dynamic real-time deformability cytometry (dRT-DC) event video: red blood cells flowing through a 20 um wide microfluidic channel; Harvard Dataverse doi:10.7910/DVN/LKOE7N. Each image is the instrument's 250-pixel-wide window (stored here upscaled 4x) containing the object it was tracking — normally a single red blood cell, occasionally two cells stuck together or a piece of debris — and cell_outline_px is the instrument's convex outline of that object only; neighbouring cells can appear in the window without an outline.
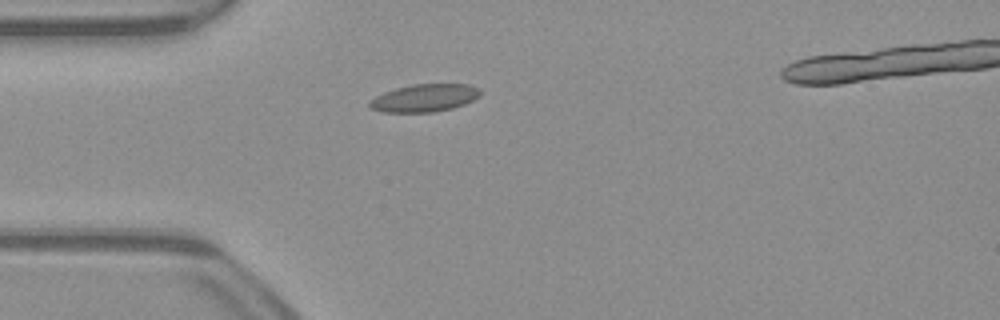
{"species": "common noctule bat (a hibernating species)", "species_latin": "Nyctalus noctula", "temperature_condition": "warm", "stored_images_in_passage": 36, "camera_frame_rate_fps": 3000, "um_per_image_px": 0.085, "animal": {"sex": "male", "body_mass_g": 23.1, "forearm_length_mm": 52.7}, "frame": {"image": 1, "passage_image": 1, "time_ms": 0.0, "image_size_px": [1000, 320], "cell_outline_px": [[480, 96], [464, 104], [452, 108], [432, 112], [384, 112], [372, 108], [368, 104], [368, 100], [384, 92], [396, 88], [412, 84], [468, 84], [480, 88]], "centroid_in_image_um": [36.08, 8.32], "position_along_channel_um": 48.9, "area_um2": 17.8}}
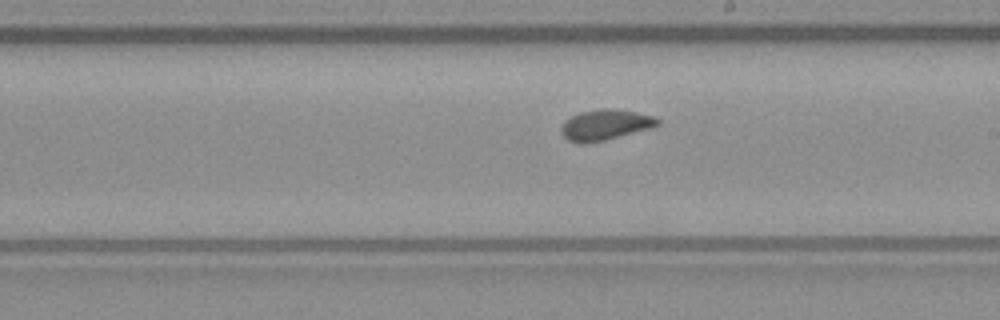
{"frame": {"image": 2, "passage_image": 16, "time_ms": 5.0, "image_size_px": [1000, 320], "cell_outline_px": [[660, 124], [648, 128], [604, 140], [584, 144], [580, 144], [568, 140], [560, 132], [560, 128], [572, 116], [580, 112], [600, 108], [612, 108], [636, 112], [652, 116], [660, 120]], "centroid_in_image_um": [51.42, 10.6], "position_along_channel_um": 237.6, "area_um2": 16.88}}
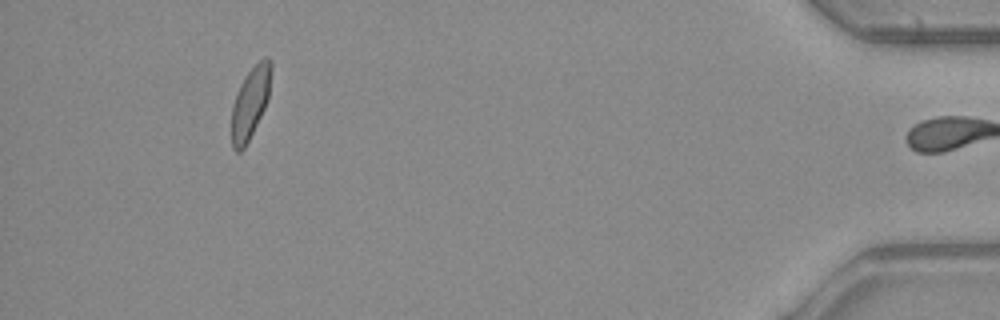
{"frame": {"image": 3, "passage_image": 35, "time_ms": 11.333, "image_size_px": [1000, 320], "cell_outline_px": [[272, 68], [268, 100], [244, 148], [240, 152], [236, 152], [232, 148], [232, 104], [236, 92], [244, 76], [264, 56], [268, 56], [272, 60]], "centroid_in_image_um": [21.28, 8.68], "position_along_channel_um": 413.9, "area_um2": 16.47}, "authors_computed_cell_mechanics": {"area_um2": 16.8776, "velocity_mm_per_s": 3.9667, "shape_relaxation_time_tau1_ms": 4.9383, "shape_relaxation_time_tau2_ms": 1.9283, "deformation_change_tau1": 0.129, "deformation_change_tau2": 0.0691}}